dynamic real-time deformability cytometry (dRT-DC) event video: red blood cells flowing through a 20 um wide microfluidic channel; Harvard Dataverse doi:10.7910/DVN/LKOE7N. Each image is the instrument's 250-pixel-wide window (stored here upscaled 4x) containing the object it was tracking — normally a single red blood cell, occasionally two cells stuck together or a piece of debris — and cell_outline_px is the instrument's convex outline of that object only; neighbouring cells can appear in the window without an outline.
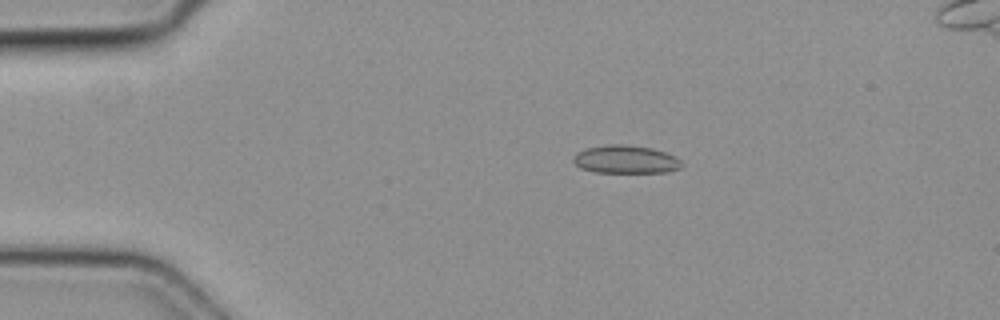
{"species": "common noctule bat (a hibernating species)", "species_latin": "Nyctalus noctula", "temperature_condition": "cold", "stored_images_in_passage": 4, "camera_frame_rate_fps": 3000, "um_per_image_px": 0.085, "animal": {"sex": "female", "body_mass_g": 19.3, "forearm_length_mm": 54.1}, "frame": {"image": 1, "passage_image": 2, "time_ms": 0.333, "image_size_px": [1000, 320], "cell_outline_px": [[684, 164], [680, 168], [668, 172], [596, 172], [580, 168], [572, 160], [572, 156], [576, 152], [588, 148], [608, 144], [624, 144], [652, 148], [676, 156]], "centroid_in_image_um": [53.18, 13.55], "position_along_channel_um": 31.8, "area_um2": 17.8}}